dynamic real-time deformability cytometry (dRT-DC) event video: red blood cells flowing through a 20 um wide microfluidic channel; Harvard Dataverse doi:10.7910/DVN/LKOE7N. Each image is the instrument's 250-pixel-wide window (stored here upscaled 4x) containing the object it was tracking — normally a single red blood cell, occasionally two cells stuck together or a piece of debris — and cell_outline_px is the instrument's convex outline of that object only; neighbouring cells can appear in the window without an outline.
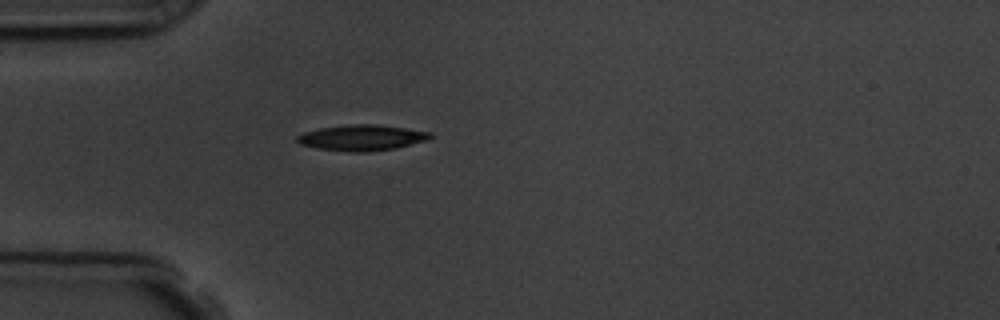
{"species": "common noctule bat (a hibernating species)", "species_latin": "Nyctalus noctula", "temperature_condition": "room temperature", "stored_images_in_passage": 1, "camera_frame_rate_fps": 3000, "um_per_image_px": 0.085, "animal": {"sex": "male", "body_mass_g": 19.5, "forearm_length_mm": 54.6}, "frame": {"image": 1, "passage_image": 1, "time_ms": 0.0, "image_size_px": [1000, 320], "cell_outline_px": [[432, 136], [428, 140], [396, 148], [368, 152], [352, 152], [320, 148], [300, 144], [296, 140], [296, 136], [304, 132], [320, 128], [348, 124], [376, 124], [432, 132]], "centroid_in_image_um": [30.77, 11.7], "position_along_channel_um": 54.2, "area_um2": 19.94}}